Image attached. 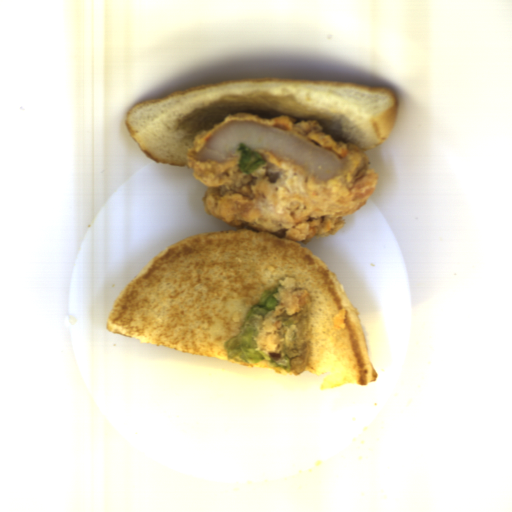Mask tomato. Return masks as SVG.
<instances>
[{
	"label": "tomato",
	"mask_w": 512,
	"mask_h": 512,
	"mask_svg": "<svg viewBox=\"0 0 512 512\" xmlns=\"http://www.w3.org/2000/svg\"><path fill=\"white\" fill-rule=\"evenodd\" d=\"M269 356H271L274 360L275 359H281V354L279 352H276V353H270L268 354Z\"/></svg>",
	"instance_id": "obj_1"
}]
</instances>
